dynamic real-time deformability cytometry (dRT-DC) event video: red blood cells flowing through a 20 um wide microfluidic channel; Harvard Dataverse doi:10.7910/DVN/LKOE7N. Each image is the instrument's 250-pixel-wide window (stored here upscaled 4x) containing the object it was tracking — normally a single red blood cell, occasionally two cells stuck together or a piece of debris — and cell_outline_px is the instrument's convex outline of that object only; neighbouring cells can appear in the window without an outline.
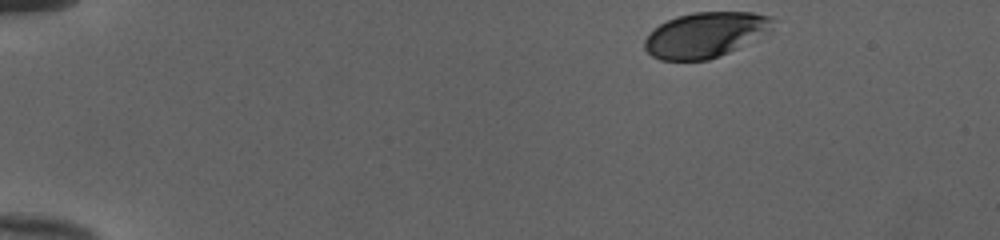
{"species": "human", "species_latin": "Homo sapiens", "temperature_condition": "cold", "stored_images_in_passage": 39, "camera_frame_rate_fps": 3000, "um_per_image_px": 0.085, "donor": {"sex": "female"}, "frame": {"image": 1, "passage_image": 1, "time_ms": 0.0, "image_size_px": [1000, 240], "cell_outline_px": [[776, 20], [772, 28], [736, 48], [720, 56], [708, 60], [660, 60], [652, 56], [644, 48], [644, 40], [652, 28], [676, 16], [692, 12], [752, 12], [772, 16]], "centroid_in_image_um": [59.91, 2.94], "position_along_channel_um": 25.1, "area_um2": 33.64}}
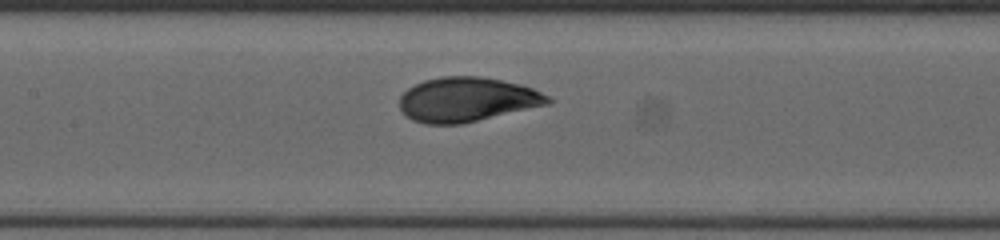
{"frame": {"image": 2, "passage_image": 20, "time_ms": 6.333, "image_size_px": [1000, 240], "cell_outline_px": [[552, 104], [460, 124], [424, 124], [412, 120], [400, 108], [400, 96], [408, 88], [424, 80], [444, 76], [480, 76], [520, 84], [532, 88], [548, 96], [552, 100]], "centroid_in_image_um": [39.71, 8.46], "position_along_channel_um": 167.7, "area_um2": 38.38}}
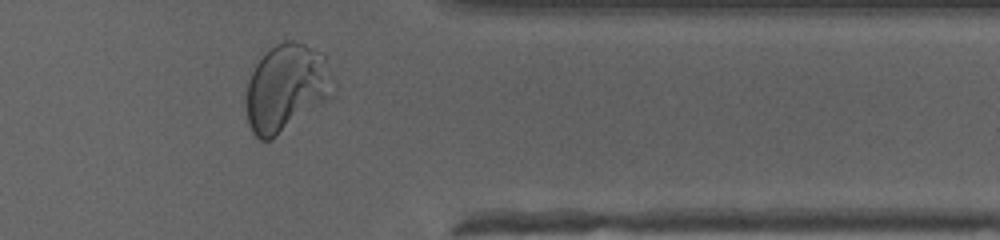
{"frame": {"image": 3, "passage_image": 37, "time_ms": 12.0, "image_size_px": [1000, 240], "cell_outline_px": [[336, 96], [272, 140], [260, 140], [252, 132], [248, 124], [244, 100], [248, 80], [256, 64], [276, 44], [284, 40], [292, 40], [304, 44], [324, 52], [336, 84]], "centroid_in_image_um": [24.4, 7.5], "position_along_channel_um": 387.0, "area_um2": 45.72}, "authors_computed_cell_mechanics": {"area_um2": 38.0324, "velocity_mm_per_s": 3.9892, "shape_relaxation_time_tau1_ms": 3.4028, "shape_relaxation_time_tau2_ms": null, "deformation_change_tau1": 0.1609, "deformation_change_tau2": null}}